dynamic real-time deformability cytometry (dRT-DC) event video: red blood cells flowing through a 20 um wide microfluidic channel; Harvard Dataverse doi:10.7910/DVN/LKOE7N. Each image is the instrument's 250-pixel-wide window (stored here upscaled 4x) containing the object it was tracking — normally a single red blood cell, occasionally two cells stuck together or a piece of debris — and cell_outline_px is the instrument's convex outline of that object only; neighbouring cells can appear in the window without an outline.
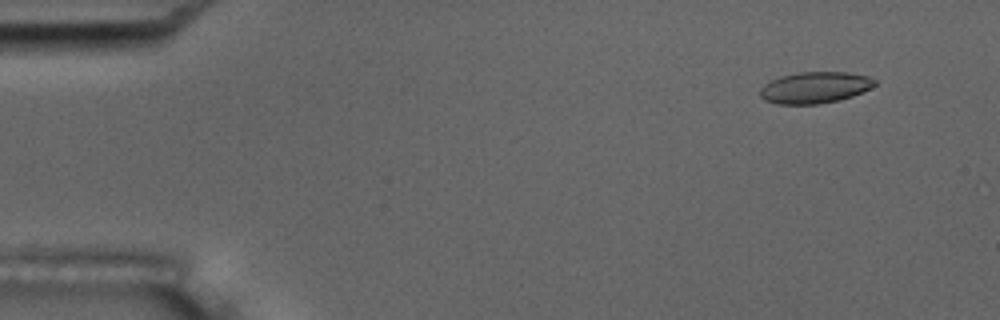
{"species": "common noctule bat (a hibernating species)", "species_latin": "Nyctalus noctula", "temperature_condition": "room temperature", "stored_images_in_passage": 8, "camera_frame_rate_fps": 3000, "um_per_image_px": 0.085, "animal": {"sex": "male", "body_mass_g": 17.5, "forearm_length_mm": 52.3}, "frame": {"image": 1, "passage_image": 2, "time_ms": 1.333, "image_size_px": [1000, 320], "cell_outline_px": [[876, 84], [852, 96], [840, 100], [816, 104], [776, 104], [764, 100], [760, 96], [760, 88], [764, 84], [780, 76], [796, 72], [848, 72], [868, 76], [876, 80]], "centroid_in_image_um": [69.23, 7.44], "position_along_channel_um": 15.8, "area_um2": 20.98}}
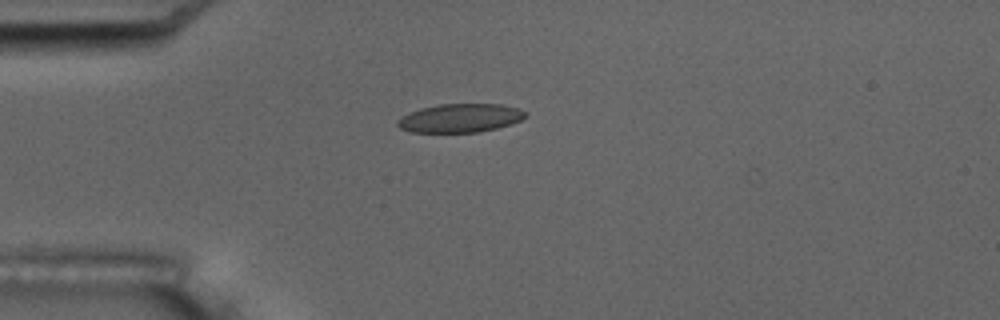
{"frame": {"image": 2, "passage_image": 5, "time_ms": 4.667, "image_size_px": [1000, 320], "cell_outline_px": [[528, 116], [512, 124], [480, 132], [408, 132], [400, 128], [396, 124], [396, 120], [408, 112], [420, 108], [440, 104], [500, 104], [520, 108], [528, 112]], "centroid_in_image_um": [39.12, 10.03], "position_along_channel_um": 45.9, "area_um2": 21.62}}